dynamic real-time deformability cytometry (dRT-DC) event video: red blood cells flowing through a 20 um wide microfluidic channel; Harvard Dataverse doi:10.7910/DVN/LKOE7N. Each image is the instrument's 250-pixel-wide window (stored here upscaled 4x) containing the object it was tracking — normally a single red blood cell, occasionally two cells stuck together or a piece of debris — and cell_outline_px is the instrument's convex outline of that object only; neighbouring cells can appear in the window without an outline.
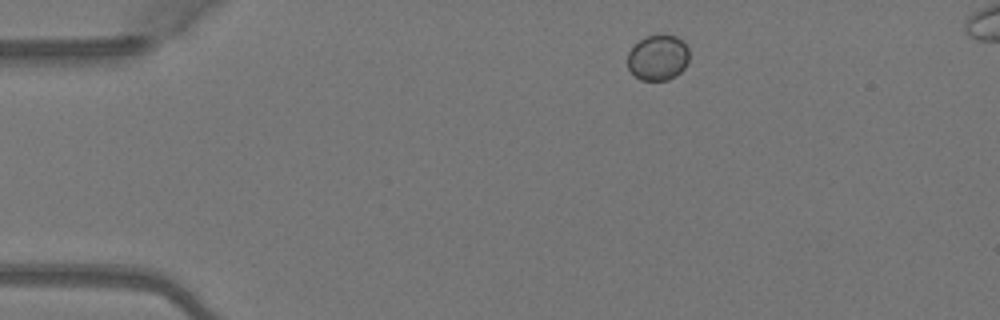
{"species": "Egyptian fruit bat (a non-hibernating species)", "species_latin": "Rousettus aegyptiacus", "temperature_condition": "warm", "stored_images_in_passage": 3, "camera_frame_rate_fps": 3000, "um_per_image_px": 0.085, "animal": {"sex": "female"}, "frame": {"image": 1, "passage_image": 1, "time_ms": 0.0, "image_size_px": [1000, 320], "cell_outline_px": [[688, 60], [684, 68], [676, 76], [668, 80], [640, 80], [628, 68], [628, 52], [644, 36], [660, 32], [676, 36], [684, 40], [688, 48]], "centroid_in_image_um": [55.94, 4.85], "position_along_channel_um": 29.1, "area_um2": 16.7}}